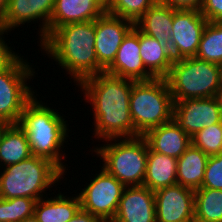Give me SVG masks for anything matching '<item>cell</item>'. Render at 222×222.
I'll use <instances>...</instances> for the list:
<instances>
[{"label": "cell", "instance_id": "obj_15", "mask_svg": "<svg viewBox=\"0 0 222 222\" xmlns=\"http://www.w3.org/2000/svg\"><path fill=\"white\" fill-rule=\"evenodd\" d=\"M105 72L134 81H149L154 79L146 70L140 56L139 30L135 26L124 37L115 60Z\"/></svg>", "mask_w": 222, "mask_h": 222}, {"label": "cell", "instance_id": "obj_22", "mask_svg": "<svg viewBox=\"0 0 222 222\" xmlns=\"http://www.w3.org/2000/svg\"><path fill=\"white\" fill-rule=\"evenodd\" d=\"M173 22V8L158 1L150 7L134 26L158 42L170 44Z\"/></svg>", "mask_w": 222, "mask_h": 222}, {"label": "cell", "instance_id": "obj_20", "mask_svg": "<svg viewBox=\"0 0 222 222\" xmlns=\"http://www.w3.org/2000/svg\"><path fill=\"white\" fill-rule=\"evenodd\" d=\"M139 46L146 70L154 78H166L174 62L169 45L139 31Z\"/></svg>", "mask_w": 222, "mask_h": 222}, {"label": "cell", "instance_id": "obj_29", "mask_svg": "<svg viewBox=\"0 0 222 222\" xmlns=\"http://www.w3.org/2000/svg\"><path fill=\"white\" fill-rule=\"evenodd\" d=\"M191 144L201 149L208 156L222 152V122L197 132L191 137Z\"/></svg>", "mask_w": 222, "mask_h": 222}, {"label": "cell", "instance_id": "obj_24", "mask_svg": "<svg viewBox=\"0 0 222 222\" xmlns=\"http://www.w3.org/2000/svg\"><path fill=\"white\" fill-rule=\"evenodd\" d=\"M32 156L25 131L11 124L0 140V168L19 163Z\"/></svg>", "mask_w": 222, "mask_h": 222}, {"label": "cell", "instance_id": "obj_19", "mask_svg": "<svg viewBox=\"0 0 222 222\" xmlns=\"http://www.w3.org/2000/svg\"><path fill=\"white\" fill-rule=\"evenodd\" d=\"M58 192L57 196L54 191L53 197L47 195L36 201L34 216L38 222H68L81 208L77 194L66 196L60 189Z\"/></svg>", "mask_w": 222, "mask_h": 222}, {"label": "cell", "instance_id": "obj_4", "mask_svg": "<svg viewBox=\"0 0 222 222\" xmlns=\"http://www.w3.org/2000/svg\"><path fill=\"white\" fill-rule=\"evenodd\" d=\"M63 175L66 174L49 159L32 155L0 168V198L27 197L37 201L50 195L47 189L52 191V187L58 186L65 177Z\"/></svg>", "mask_w": 222, "mask_h": 222}, {"label": "cell", "instance_id": "obj_21", "mask_svg": "<svg viewBox=\"0 0 222 222\" xmlns=\"http://www.w3.org/2000/svg\"><path fill=\"white\" fill-rule=\"evenodd\" d=\"M177 184V158L152 151L148 147L143 186L152 191Z\"/></svg>", "mask_w": 222, "mask_h": 222}, {"label": "cell", "instance_id": "obj_33", "mask_svg": "<svg viewBox=\"0 0 222 222\" xmlns=\"http://www.w3.org/2000/svg\"><path fill=\"white\" fill-rule=\"evenodd\" d=\"M162 4L173 9H195L200 10L203 0H159Z\"/></svg>", "mask_w": 222, "mask_h": 222}, {"label": "cell", "instance_id": "obj_8", "mask_svg": "<svg viewBox=\"0 0 222 222\" xmlns=\"http://www.w3.org/2000/svg\"><path fill=\"white\" fill-rule=\"evenodd\" d=\"M23 57L20 54L0 71V117L11 124H18L25 104L37 94L35 87L28 85L37 73Z\"/></svg>", "mask_w": 222, "mask_h": 222}, {"label": "cell", "instance_id": "obj_13", "mask_svg": "<svg viewBox=\"0 0 222 222\" xmlns=\"http://www.w3.org/2000/svg\"><path fill=\"white\" fill-rule=\"evenodd\" d=\"M133 27L132 21L107 12L95 19V51L98 63L105 70L115 60L124 37Z\"/></svg>", "mask_w": 222, "mask_h": 222}, {"label": "cell", "instance_id": "obj_17", "mask_svg": "<svg viewBox=\"0 0 222 222\" xmlns=\"http://www.w3.org/2000/svg\"><path fill=\"white\" fill-rule=\"evenodd\" d=\"M106 12V0H55L49 35L68 23L94 21Z\"/></svg>", "mask_w": 222, "mask_h": 222}, {"label": "cell", "instance_id": "obj_28", "mask_svg": "<svg viewBox=\"0 0 222 222\" xmlns=\"http://www.w3.org/2000/svg\"><path fill=\"white\" fill-rule=\"evenodd\" d=\"M36 200L27 197L0 198V222H21L34 215Z\"/></svg>", "mask_w": 222, "mask_h": 222}, {"label": "cell", "instance_id": "obj_26", "mask_svg": "<svg viewBox=\"0 0 222 222\" xmlns=\"http://www.w3.org/2000/svg\"><path fill=\"white\" fill-rule=\"evenodd\" d=\"M195 57L222 66V22L206 24Z\"/></svg>", "mask_w": 222, "mask_h": 222}, {"label": "cell", "instance_id": "obj_18", "mask_svg": "<svg viewBox=\"0 0 222 222\" xmlns=\"http://www.w3.org/2000/svg\"><path fill=\"white\" fill-rule=\"evenodd\" d=\"M148 147L157 153L179 158L191 145V137L172 119L143 135Z\"/></svg>", "mask_w": 222, "mask_h": 222}, {"label": "cell", "instance_id": "obj_25", "mask_svg": "<svg viewBox=\"0 0 222 222\" xmlns=\"http://www.w3.org/2000/svg\"><path fill=\"white\" fill-rule=\"evenodd\" d=\"M194 222H222V190L200 187L194 191Z\"/></svg>", "mask_w": 222, "mask_h": 222}, {"label": "cell", "instance_id": "obj_16", "mask_svg": "<svg viewBox=\"0 0 222 222\" xmlns=\"http://www.w3.org/2000/svg\"><path fill=\"white\" fill-rule=\"evenodd\" d=\"M113 222H156L154 191L125 186Z\"/></svg>", "mask_w": 222, "mask_h": 222}, {"label": "cell", "instance_id": "obj_11", "mask_svg": "<svg viewBox=\"0 0 222 222\" xmlns=\"http://www.w3.org/2000/svg\"><path fill=\"white\" fill-rule=\"evenodd\" d=\"M54 6L55 0H7L0 28L11 33L15 28L25 27V24L40 22L37 33V43L40 45L49 36V22Z\"/></svg>", "mask_w": 222, "mask_h": 222}, {"label": "cell", "instance_id": "obj_2", "mask_svg": "<svg viewBox=\"0 0 222 222\" xmlns=\"http://www.w3.org/2000/svg\"><path fill=\"white\" fill-rule=\"evenodd\" d=\"M95 38V20L68 23L55 29L39 46L77 87L84 79L105 72L98 63Z\"/></svg>", "mask_w": 222, "mask_h": 222}, {"label": "cell", "instance_id": "obj_37", "mask_svg": "<svg viewBox=\"0 0 222 222\" xmlns=\"http://www.w3.org/2000/svg\"><path fill=\"white\" fill-rule=\"evenodd\" d=\"M7 7V0H0V22L2 21Z\"/></svg>", "mask_w": 222, "mask_h": 222}, {"label": "cell", "instance_id": "obj_6", "mask_svg": "<svg viewBox=\"0 0 222 222\" xmlns=\"http://www.w3.org/2000/svg\"><path fill=\"white\" fill-rule=\"evenodd\" d=\"M174 102L165 78L149 81L132 80L130 113L135 137L168 123L173 117Z\"/></svg>", "mask_w": 222, "mask_h": 222}, {"label": "cell", "instance_id": "obj_5", "mask_svg": "<svg viewBox=\"0 0 222 222\" xmlns=\"http://www.w3.org/2000/svg\"><path fill=\"white\" fill-rule=\"evenodd\" d=\"M89 152H95L103 167L124 186H141L144 183L148 144L143 136L113 138Z\"/></svg>", "mask_w": 222, "mask_h": 222}, {"label": "cell", "instance_id": "obj_34", "mask_svg": "<svg viewBox=\"0 0 222 222\" xmlns=\"http://www.w3.org/2000/svg\"><path fill=\"white\" fill-rule=\"evenodd\" d=\"M68 222H102L98 217L88 211L79 209L78 212Z\"/></svg>", "mask_w": 222, "mask_h": 222}, {"label": "cell", "instance_id": "obj_36", "mask_svg": "<svg viewBox=\"0 0 222 222\" xmlns=\"http://www.w3.org/2000/svg\"><path fill=\"white\" fill-rule=\"evenodd\" d=\"M214 98L217 101L218 107L222 113V86L220 87V89L215 93Z\"/></svg>", "mask_w": 222, "mask_h": 222}, {"label": "cell", "instance_id": "obj_32", "mask_svg": "<svg viewBox=\"0 0 222 222\" xmlns=\"http://www.w3.org/2000/svg\"><path fill=\"white\" fill-rule=\"evenodd\" d=\"M8 32L0 28V71L8 67L19 56V53L15 52L4 39L5 34L9 35Z\"/></svg>", "mask_w": 222, "mask_h": 222}, {"label": "cell", "instance_id": "obj_10", "mask_svg": "<svg viewBox=\"0 0 222 222\" xmlns=\"http://www.w3.org/2000/svg\"><path fill=\"white\" fill-rule=\"evenodd\" d=\"M208 20L195 9H173L170 51L174 60L195 57Z\"/></svg>", "mask_w": 222, "mask_h": 222}, {"label": "cell", "instance_id": "obj_30", "mask_svg": "<svg viewBox=\"0 0 222 222\" xmlns=\"http://www.w3.org/2000/svg\"><path fill=\"white\" fill-rule=\"evenodd\" d=\"M201 187L222 190V152L209 156Z\"/></svg>", "mask_w": 222, "mask_h": 222}, {"label": "cell", "instance_id": "obj_23", "mask_svg": "<svg viewBox=\"0 0 222 222\" xmlns=\"http://www.w3.org/2000/svg\"><path fill=\"white\" fill-rule=\"evenodd\" d=\"M209 156L192 144L177 158V184L192 190L201 187Z\"/></svg>", "mask_w": 222, "mask_h": 222}, {"label": "cell", "instance_id": "obj_14", "mask_svg": "<svg viewBox=\"0 0 222 222\" xmlns=\"http://www.w3.org/2000/svg\"><path fill=\"white\" fill-rule=\"evenodd\" d=\"M154 195L156 222H194V190L174 184Z\"/></svg>", "mask_w": 222, "mask_h": 222}, {"label": "cell", "instance_id": "obj_38", "mask_svg": "<svg viewBox=\"0 0 222 222\" xmlns=\"http://www.w3.org/2000/svg\"><path fill=\"white\" fill-rule=\"evenodd\" d=\"M21 222H38V221H37L36 217L33 215V216H30V217H27L26 219H24Z\"/></svg>", "mask_w": 222, "mask_h": 222}, {"label": "cell", "instance_id": "obj_1", "mask_svg": "<svg viewBox=\"0 0 222 222\" xmlns=\"http://www.w3.org/2000/svg\"><path fill=\"white\" fill-rule=\"evenodd\" d=\"M77 86L93 111V138L104 142L113 138L135 137L130 113L131 79L103 72L84 79Z\"/></svg>", "mask_w": 222, "mask_h": 222}, {"label": "cell", "instance_id": "obj_31", "mask_svg": "<svg viewBox=\"0 0 222 222\" xmlns=\"http://www.w3.org/2000/svg\"><path fill=\"white\" fill-rule=\"evenodd\" d=\"M199 11L208 22H222V0H203Z\"/></svg>", "mask_w": 222, "mask_h": 222}, {"label": "cell", "instance_id": "obj_12", "mask_svg": "<svg viewBox=\"0 0 222 222\" xmlns=\"http://www.w3.org/2000/svg\"><path fill=\"white\" fill-rule=\"evenodd\" d=\"M173 102L172 119L190 137L203 128L222 122V113L214 97Z\"/></svg>", "mask_w": 222, "mask_h": 222}, {"label": "cell", "instance_id": "obj_7", "mask_svg": "<svg viewBox=\"0 0 222 222\" xmlns=\"http://www.w3.org/2000/svg\"><path fill=\"white\" fill-rule=\"evenodd\" d=\"M173 101L214 97L222 86V66L188 57L174 60L168 76Z\"/></svg>", "mask_w": 222, "mask_h": 222}, {"label": "cell", "instance_id": "obj_27", "mask_svg": "<svg viewBox=\"0 0 222 222\" xmlns=\"http://www.w3.org/2000/svg\"><path fill=\"white\" fill-rule=\"evenodd\" d=\"M159 0H106V12L136 23Z\"/></svg>", "mask_w": 222, "mask_h": 222}, {"label": "cell", "instance_id": "obj_35", "mask_svg": "<svg viewBox=\"0 0 222 222\" xmlns=\"http://www.w3.org/2000/svg\"><path fill=\"white\" fill-rule=\"evenodd\" d=\"M10 125V122L0 117V140L2 139L5 131L9 128Z\"/></svg>", "mask_w": 222, "mask_h": 222}, {"label": "cell", "instance_id": "obj_3", "mask_svg": "<svg viewBox=\"0 0 222 222\" xmlns=\"http://www.w3.org/2000/svg\"><path fill=\"white\" fill-rule=\"evenodd\" d=\"M38 96L34 95L25 104L18 125L26 133L32 155L49 159L66 173L68 168L64 159L67 154L61 148L70 139L68 121L56 108L38 100Z\"/></svg>", "mask_w": 222, "mask_h": 222}, {"label": "cell", "instance_id": "obj_9", "mask_svg": "<svg viewBox=\"0 0 222 222\" xmlns=\"http://www.w3.org/2000/svg\"><path fill=\"white\" fill-rule=\"evenodd\" d=\"M100 169L77 195L81 209L90 212L102 222H108L116 215L125 186L103 167Z\"/></svg>", "mask_w": 222, "mask_h": 222}]
</instances>
